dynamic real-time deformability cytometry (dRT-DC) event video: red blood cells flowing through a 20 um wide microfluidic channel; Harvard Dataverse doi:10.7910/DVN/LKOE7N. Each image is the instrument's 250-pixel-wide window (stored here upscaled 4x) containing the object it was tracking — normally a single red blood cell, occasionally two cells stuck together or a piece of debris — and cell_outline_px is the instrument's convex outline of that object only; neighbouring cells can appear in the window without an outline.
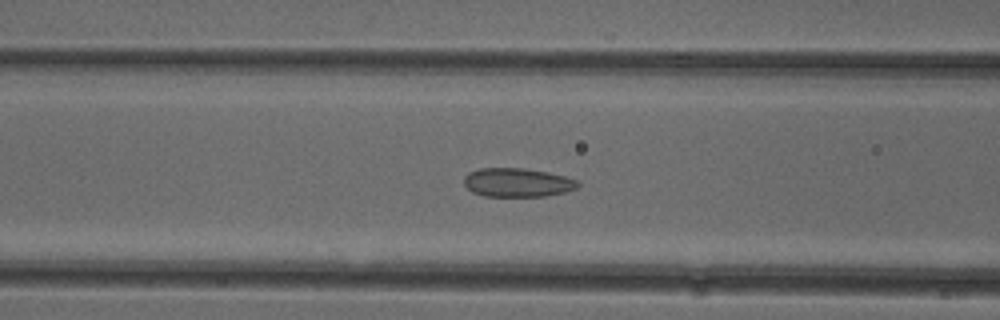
{"species": "common noctule bat (a hibernating species)", "species_latin": "Nyctalus noctula", "temperature_condition": "cold", "stored_images_in_passage": 51, "camera_frame_rate_fps": 3000, "um_per_image_px": 0.085, "animal": {"sex": "female"}, "frame": {"image": 1, "passage_image": 20, "time_ms": 6.333, "image_size_px": [1000, 320], "cell_outline_px": [[580, 184], [576, 188], [564, 192], [548, 196], [484, 196], [472, 192], [464, 184], [464, 176], [468, 172], [480, 168], [524, 168], [548, 172], [564, 176], [576, 180]], "centroid_in_image_um": [43.95, 15.51], "position_along_channel_um": 122.6, "area_um2": 19.13}}
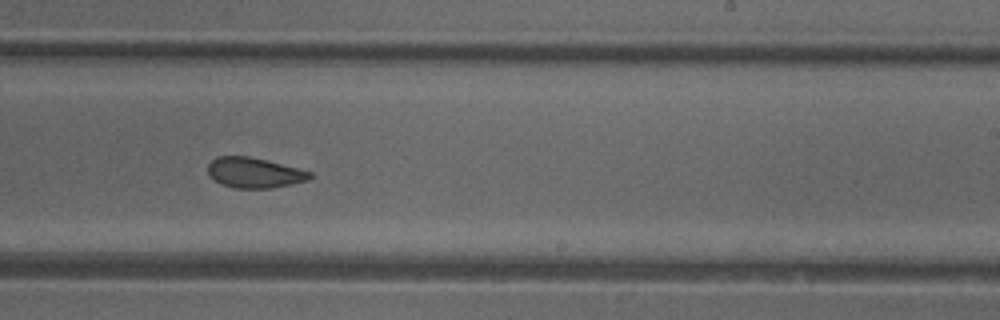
{"frame": {"image": 2, "passage_image": 31, "time_ms": 10.0, "image_size_px": [1000, 320], "cell_outline_px": [[312, 176], [308, 180], [292, 184], [268, 188], [232, 188], [220, 184], [208, 172], [208, 164], [216, 156], [248, 156], [312, 172]], "centroid_in_image_um": [21.59, 14.69], "position_along_channel_um": 267.4, "area_um2": 17.74}}
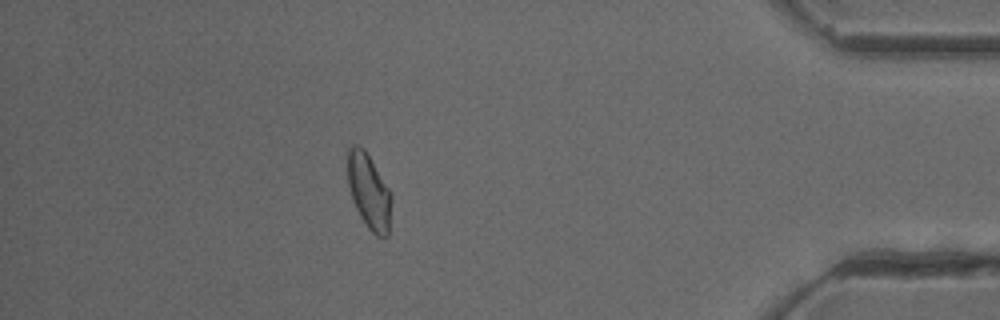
{"frame": {"image": 3, "passage_image": 45, "time_ms": 14.667, "image_size_px": [1000, 320], "cell_outline_px": [[392, 196], [388, 236], [376, 236], [368, 228], [360, 216], [356, 208], [348, 184], [348, 148], [352, 144], [360, 144], [364, 148], [392, 192]], "centroid_in_image_um": [31.37, 16.24], "position_along_channel_um": 403.8, "area_um2": 19.25}, "authors_computed_cell_mechanics": {"area_um2": 19.4786, "velocity_mm_per_s": 3.9537, "shape_relaxation_time_tau1_ms": null, "shape_relaxation_time_tau2_ms": 2.001, "deformation_change_tau1": null, "deformation_change_tau2": 0.0627}}